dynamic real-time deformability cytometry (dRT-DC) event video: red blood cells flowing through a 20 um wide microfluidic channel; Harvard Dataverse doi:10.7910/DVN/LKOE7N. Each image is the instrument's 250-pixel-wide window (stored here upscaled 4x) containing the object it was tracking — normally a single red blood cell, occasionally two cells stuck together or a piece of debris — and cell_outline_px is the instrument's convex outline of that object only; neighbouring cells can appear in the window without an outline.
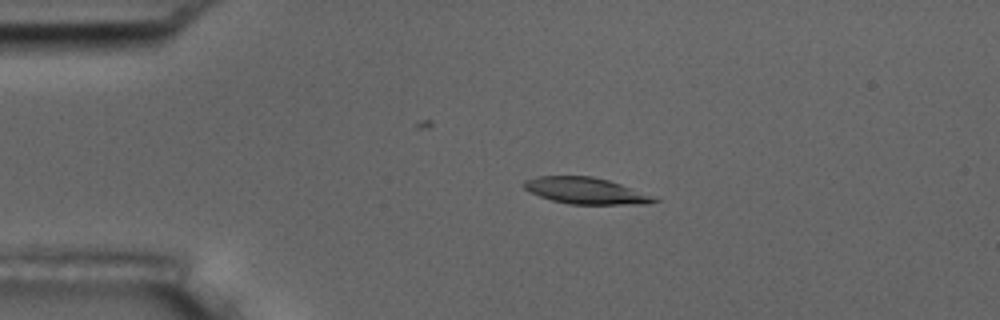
{"species": "common noctule bat (a hibernating species)", "species_latin": "Nyctalus noctula", "temperature_condition": "room temperature", "stored_images_in_passage": 4, "camera_frame_rate_fps": 3000, "um_per_image_px": 0.085, "animal": {"sex": "male", "body_mass_g": 17.5, "forearm_length_mm": 52.3}, "frame": {"image": 1, "passage_image": 3, "time_ms": 2.333, "image_size_px": [1000, 320], "cell_outline_px": [[660, 200], [648, 204], [568, 204], [552, 200], [528, 192], [520, 184], [524, 180], [536, 176], [592, 176], [608, 180], [620, 184]], "centroid_in_image_um": [49.68, 16.21], "position_along_channel_um": 35.3, "area_um2": 19.88}}